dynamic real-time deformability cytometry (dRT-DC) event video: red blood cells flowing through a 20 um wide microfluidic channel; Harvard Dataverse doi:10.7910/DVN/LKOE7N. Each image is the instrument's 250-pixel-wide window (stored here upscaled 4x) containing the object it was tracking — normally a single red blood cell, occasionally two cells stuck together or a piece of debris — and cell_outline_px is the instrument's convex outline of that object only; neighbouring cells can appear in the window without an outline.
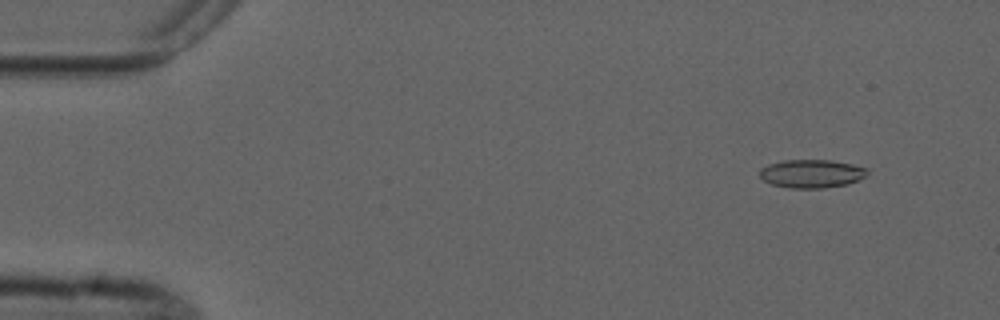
{"species": "common noctule bat (a hibernating species)", "species_latin": "Nyctalus noctula", "temperature_condition": "cold", "stored_images_in_passage": 4, "camera_frame_rate_fps": 3000, "um_per_image_px": 0.085, "animal": {"sex": "male", "forearm_length_mm": 52.5}, "frame": {"image": 1, "passage_image": 2, "time_ms": 1.0, "image_size_px": [1000, 320], "cell_outline_px": [[868, 172], [864, 176], [848, 184], [824, 188], [788, 188], [772, 184], [764, 180], [760, 176], [760, 168], [768, 164], [784, 160], [832, 160], [852, 164], [868, 168]], "centroid_in_image_um": [68.97, 14.75], "position_along_channel_um": 16.0, "area_um2": 17.74}}